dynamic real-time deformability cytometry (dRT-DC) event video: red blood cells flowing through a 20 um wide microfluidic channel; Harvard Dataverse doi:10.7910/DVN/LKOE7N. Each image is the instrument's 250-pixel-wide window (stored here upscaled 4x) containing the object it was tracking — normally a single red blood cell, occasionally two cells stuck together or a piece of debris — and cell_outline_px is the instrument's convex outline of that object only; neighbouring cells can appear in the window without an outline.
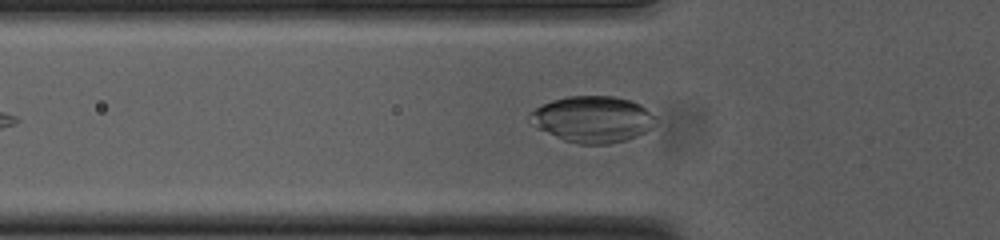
{"species": "common noctule bat (a hibernating species)", "species_latin": "Nyctalus noctula", "temperature_condition": "cold", "stored_images_in_passage": 29, "camera_frame_rate_fps": 3000, "um_per_image_px": 0.085, "animal": {"sex": "female", "body_mass_g": 23.0, "forearm_length_mm": 53.4}, "frame": {"image": 1, "passage_image": 2, "time_ms": 0.333, "image_size_px": [1000, 240], "cell_outline_px": [[656, 124], [652, 128], [628, 140], [608, 144], [576, 144], [564, 140], [536, 128], [528, 116], [528, 112], [552, 100], [568, 96], [612, 96], [632, 100], [640, 104], [656, 116]], "centroid_in_image_um": [50.39, 10.14], "position_along_channel_um": 75.4, "area_um2": 34.16}}
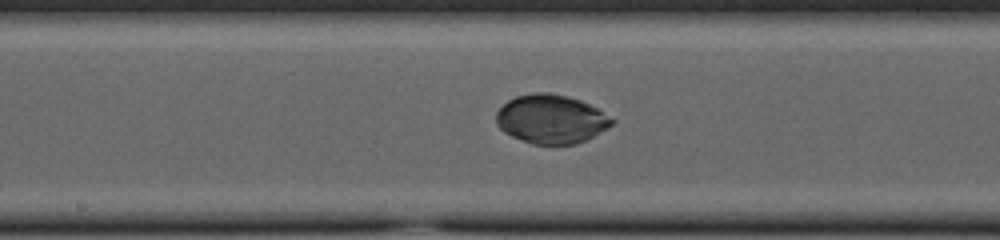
{"frame": {"image": 2, "passage_image": 12, "time_ms": 3.667, "image_size_px": [1000, 240], "cell_outline_px": [[616, 120], [608, 128], [576, 144], [532, 144], [512, 136], [504, 132], [496, 124], [496, 112], [508, 100], [516, 96], [532, 92], [548, 92], [568, 96], [580, 100], [596, 108]], "centroid_in_image_um": [46.82, 10.11], "position_along_channel_um": 201.4, "area_um2": 32.83}}
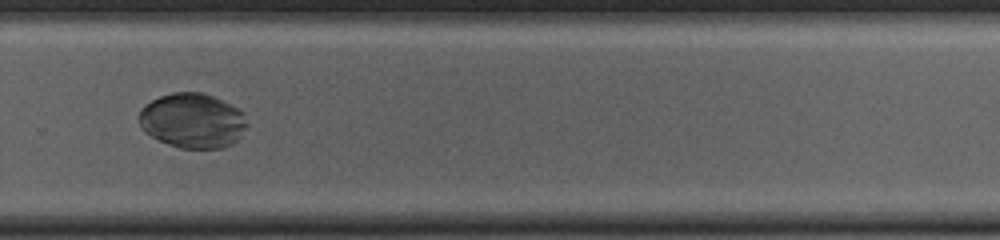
{"frame": {"image": 3, "passage_image": 21, "time_ms": 6.667, "image_size_px": [1000, 240], "cell_outline_px": [[248, 124], [240, 136], [232, 144], [224, 148], [180, 148], [168, 144], [144, 132], [140, 128], [140, 108], [144, 104], [160, 96], [172, 92], [200, 92], [212, 96], [240, 108], [244, 112]], "centroid_in_image_um": [16.38, 10.25], "position_along_channel_um": 313.4, "area_um2": 34.68}}